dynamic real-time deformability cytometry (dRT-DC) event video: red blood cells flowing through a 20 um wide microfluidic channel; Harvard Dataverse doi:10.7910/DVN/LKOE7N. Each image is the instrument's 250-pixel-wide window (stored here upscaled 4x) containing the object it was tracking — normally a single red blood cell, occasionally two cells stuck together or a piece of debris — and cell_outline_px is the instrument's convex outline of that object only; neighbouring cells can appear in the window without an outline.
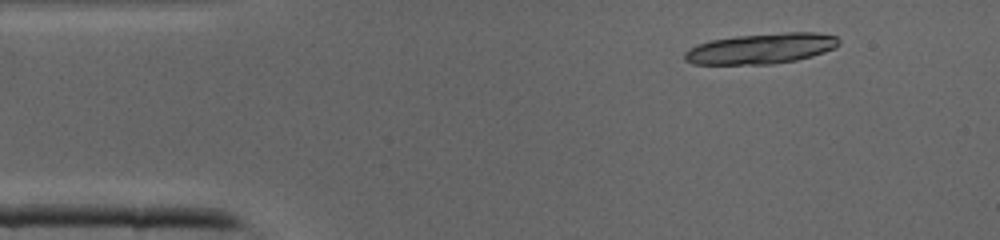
{"species": "common noctule bat (a hibernating species)", "species_latin": "Nyctalus noctula", "temperature_condition": "cold", "stored_images_in_passage": 9, "camera_frame_rate_fps": 3000, "um_per_image_px": 0.085, "animal": {"sex": "male", "body_mass_g": 19.0, "forearm_length_mm": 50.8}, "frame": {"image": 1, "passage_image": 1, "time_ms": 0.0, "image_size_px": [1000, 240], "cell_outline_px": [[840, 44], [836, 48], [812, 56], [796, 60], [772, 64], [692, 64], [684, 60], [684, 52], [700, 44], [712, 40], [736, 36], [788, 32], [816, 32], [836, 36], [840, 40]], "centroid_in_image_um": [64.75, 4.13], "position_along_channel_um": 20.3, "area_um2": 27.34}}